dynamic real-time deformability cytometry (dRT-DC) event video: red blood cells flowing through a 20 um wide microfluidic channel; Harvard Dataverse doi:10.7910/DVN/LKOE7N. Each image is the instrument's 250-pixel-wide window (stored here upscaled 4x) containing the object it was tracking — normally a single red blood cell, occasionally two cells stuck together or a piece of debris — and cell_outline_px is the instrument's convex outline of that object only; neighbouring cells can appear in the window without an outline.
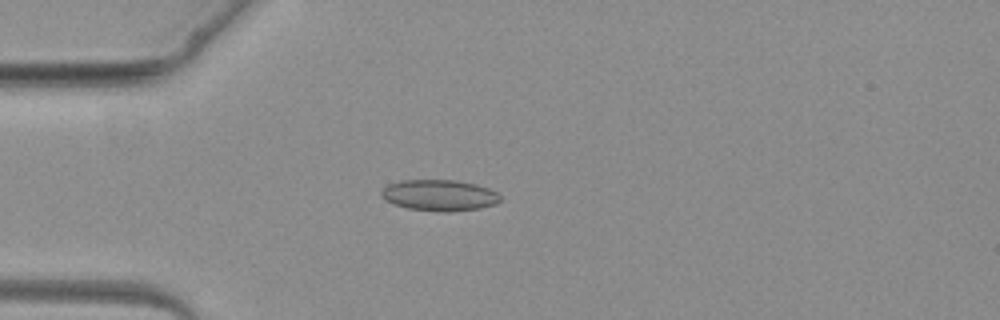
{"species": "common noctule bat (a hibernating species)", "species_latin": "Nyctalus noctula", "temperature_condition": "warm", "stored_images_in_passage": 5, "camera_frame_rate_fps": 3000, "um_per_image_px": 0.085, "animal": {"sex": "female", "body_mass_g": 19.3, "forearm_length_mm": 54.1}, "frame": {"image": 1, "passage_image": 2, "time_ms": 1.333, "image_size_px": [1000, 320], "cell_outline_px": [[500, 200], [496, 204], [480, 208], [448, 212], [440, 212], [408, 208], [392, 204], [384, 200], [380, 196], [380, 192], [388, 184], [400, 180], [456, 180], [476, 184], [488, 188], [496, 192], [500, 196]], "centroid_in_image_um": [37.31, 16.6], "position_along_channel_um": 47.7, "area_um2": 21.73}}
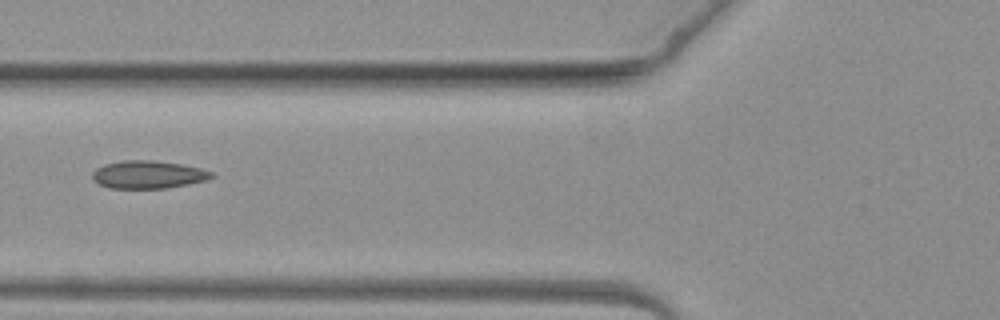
{"frame": {"image": 2, "passage_image": 5, "time_ms": 8.333, "image_size_px": [1000, 320], "cell_outline_px": [[216, 176], [208, 180], [188, 184], [164, 188], [108, 188], [100, 184], [92, 176], [92, 172], [96, 168], [104, 164], [124, 160], [152, 160], [180, 164], [200, 168], [212, 172]], "centroid_in_image_um": [12.61, 14.84], "position_along_channel_um": 113.2, "area_um2": 19.25}}